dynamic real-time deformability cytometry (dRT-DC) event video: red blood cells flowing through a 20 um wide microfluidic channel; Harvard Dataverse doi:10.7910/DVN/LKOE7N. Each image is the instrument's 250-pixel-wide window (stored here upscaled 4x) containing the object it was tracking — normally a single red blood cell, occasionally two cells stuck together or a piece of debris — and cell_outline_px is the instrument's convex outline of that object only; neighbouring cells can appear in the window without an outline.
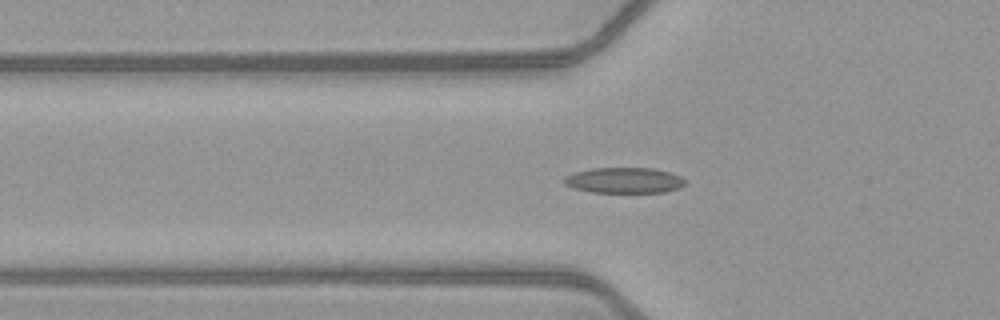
{"species": "common noctule bat (a hibernating species)", "species_latin": "Nyctalus noctula", "temperature_condition": "warm", "stored_images_in_passage": 36, "camera_frame_rate_fps": 3000, "um_per_image_px": 0.085, "animal": {"sex": "female", "body_mass_g": 21.9}, "frame": {"image": 1, "passage_image": 3, "time_ms": 0.667, "image_size_px": [1000, 320], "cell_outline_px": [[684, 184], [680, 188], [664, 192], [592, 192], [576, 188], [564, 184], [560, 180], [564, 176], [572, 172], [592, 168], [652, 168], [668, 172], [680, 176], [684, 180]], "centroid_in_image_um": [52.99, 15.32], "position_along_channel_um": 72.8, "area_um2": 18.09}}
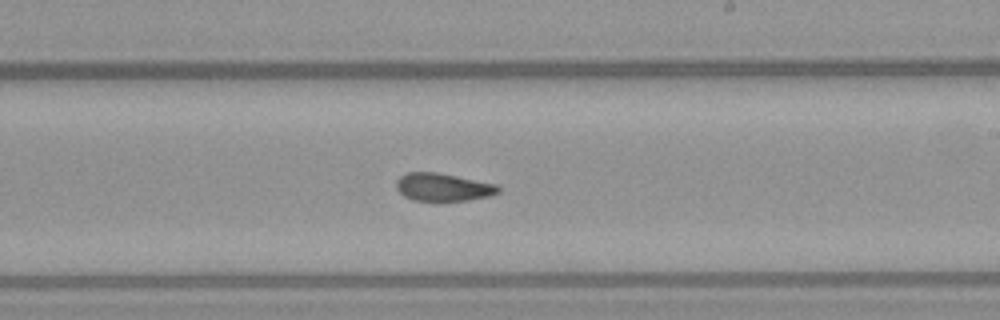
{"frame": {"image": 2, "passage_image": 16, "time_ms": 5.0, "image_size_px": [1000, 320], "cell_outline_px": [[500, 192], [488, 196], [468, 200], [412, 200], [404, 196], [396, 188], [396, 180], [400, 176], [408, 172], [436, 172], [496, 184], [500, 188]], "centroid_in_image_um": [37.63, 15.9], "position_along_channel_um": 251.4, "area_um2": 16.36}}
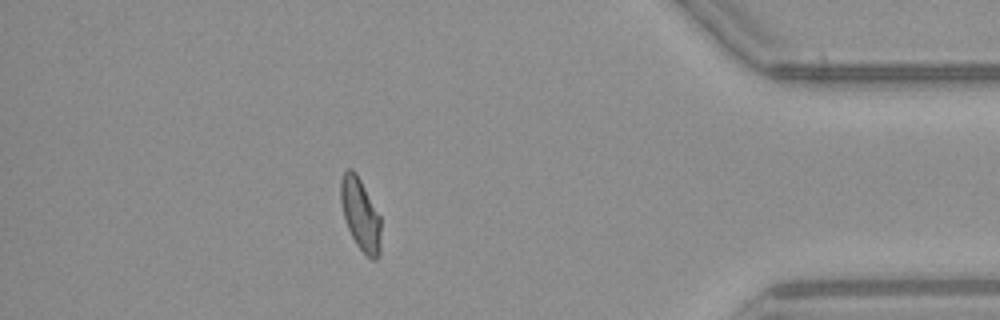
{"frame": {"image": 3, "passage_image": 30, "time_ms": 9.667, "image_size_px": [1000, 320], "cell_outline_px": [[380, 256], [376, 260], [372, 260], [356, 244], [348, 228], [344, 216], [340, 200], [340, 180], [344, 172], [348, 168], [352, 168], [356, 172], [380, 216]], "centroid_in_image_um": [30.63, 18.21], "position_along_channel_um": 404.6, "area_um2": 16.76}, "authors_computed_cell_mechanics": {"area_um2": 17.1666, "velocity_mm_per_s": 4.0922, "shape_relaxation_time_tau1_ms": null, "shape_relaxation_time_tau2_ms": 2.6587, "deformation_change_tau1": null, "deformation_change_tau2": 0.0946}}